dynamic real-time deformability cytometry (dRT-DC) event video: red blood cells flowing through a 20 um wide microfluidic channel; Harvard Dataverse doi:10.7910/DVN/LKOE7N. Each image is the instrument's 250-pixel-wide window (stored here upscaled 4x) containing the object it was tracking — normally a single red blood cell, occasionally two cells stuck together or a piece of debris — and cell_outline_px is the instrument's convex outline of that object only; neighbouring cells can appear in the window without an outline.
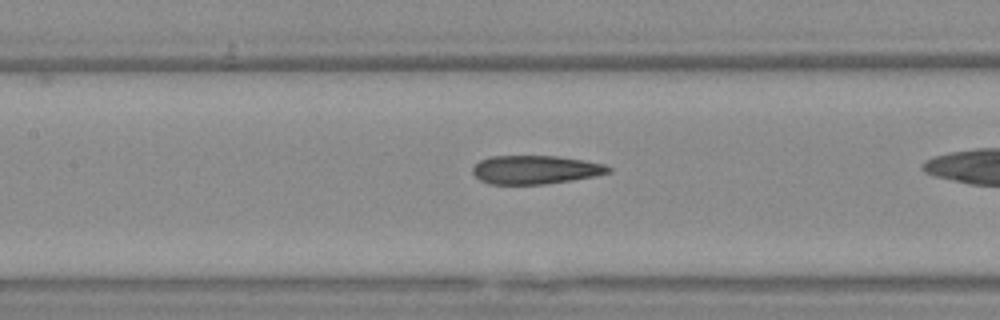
{"species": "Egyptian fruit bat (a non-hibernating species)", "species_latin": "Rousettus aegyptiacus", "temperature_condition": "warm", "stored_images_in_passage": 39, "camera_frame_rate_fps": 3000, "um_per_image_px": 0.085, "animal": {"sex": "female"}, "frame": {"image": 1, "passage_image": 21, "time_ms": 6.667, "image_size_px": [1000, 320], "cell_outline_px": [[612, 172], [596, 176], [572, 180], [544, 184], [488, 184], [480, 180], [472, 172], [472, 168], [480, 160], [488, 156], [556, 156], [584, 160], [604, 164], [612, 168]], "centroid_in_image_um": [45.52, 14.42], "position_along_channel_um": 161.9, "area_um2": 22.72}}
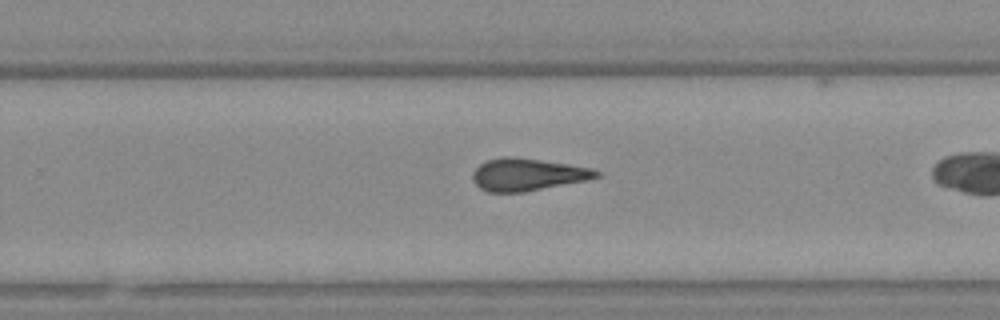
{"frame": {"image": 2, "passage_image": 31, "time_ms": 10.0, "image_size_px": [1000, 320], "cell_outline_px": [[600, 176], [588, 180], [524, 192], [488, 192], [480, 188], [472, 180], [472, 172], [484, 160], [504, 156], [516, 156], [568, 164], [592, 168], [600, 172]], "centroid_in_image_um": [44.82, 14.82], "position_along_channel_um": 285.0, "area_um2": 23.52}}
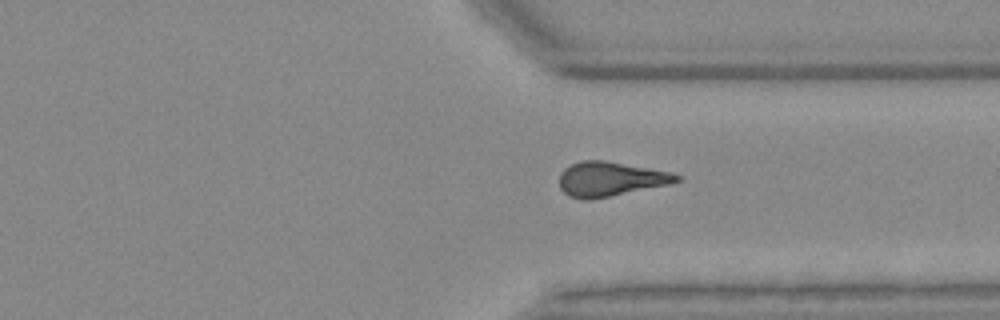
{"frame": {"image": 3, "passage_image": 37, "time_ms": 12.0, "image_size_px": [1000, 320], "cell_outline_px": [[680, 180], [668, 184], [588, 200], [568, 196], [560, 188], [560, 172], [564, 168], [580, 160], [604, 160], [672, 172], [680, 176]], "centroid_in_image_um": [51.84, 15.2], "position_along_channel_um": 359.6, "area_um2": 23.24}}